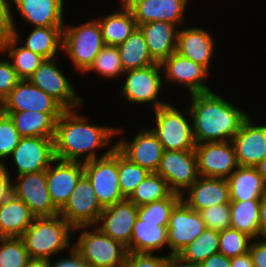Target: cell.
Listing matches in <instances>:
<instances>
[{"label":"cell","instance_id":"cell-1","mask_svg":"<svg viewBox=\"0 0 266 267\" xmlns=\"http://www.w3.org/2000/svg\"><path fill=\"white\" fill-rule=\"evenodd\" d=\"M87 117L76 113L75 109H66L56 121L54 135L55 158L63 161L88 162L109 155L115 148L110 142L113 137L122 134L123 128L89 124ZM115 135V136H114ZM110 148L97 156L98 148ZM81 158H84L82 161Z\"/></svg>","mask_w":266,"mask_h":267},{"label":"cell","instance_id":"cell-2","mask_svg":"<svg viewBox=\"0 0 266 267\" xmlns=\"http://www.w3.org/2000/svg\"><path fill=\"white\" fill-rule=\"evenodd\" d=\"M193 135L196 144L231 141L249 114L213 91L190 94Z\"/></svg>","mask_w":266,"mask_h":267},{"label":"cell","instance_id":"cell-3","mask_svg":"<svg viewBox=\"0 0 266 267\" xmlns=\"http://www.w3.org/2000/svg\"><path fill=\"white\" fill-rule=\"evenodd\" d=\"M74 228L60 215L35 217L22 235L30 259H47L72 248Z\"/></svg>","mask_w":266,"mask_h":267},{"label":"cell","instance_id":"cell-4","mask_svg":"<svg viewBox=\"0 0 266 267\" xmlns=\"http://www.w3.org/2000/svg\"><path fill=\"white\" fill-rule=\"evenodd\" d=\"M104 46L97 19L72 27L66 23L63 27L62 50L78 72L85 74Z\"/></svg>","mask_w":266,"mask_h":267},{"label":"cell","instance_id":"cell-5","mask_svg":"<svg viewBox=\"0 0 266 267\" xmlns=\"http://www.w3.org/2000/svg\"><path fill=\"white\" fill-rule=\"evenodd\" d=\"M78 230L80 236L72 246L90 267L122 266L128 254L126 246L103 234L96 226L77 227L73 232Z\"/></svg>","mask_w":266,"mask_h":267},{"label":"cell","instance_id":"cell-6","mask_svg":"<svg viewBox=\"0 0 266 267\" xmlns=\"http://www.w3.org/2000/svg\"><path fill=\"white\" fill-rule=\"evenodd\" d=\"M154 114L156 125L150 129L156 135L164 150L195 149L196 142L188 108L181 112L180 109L168 103L156 109ZM188 115L190 116L187 118Z\"/></svg>","mask_w":266,"mask_h":267},{"label":"cell","instance_id":"cell-7","mask_svg":"<svg viewBox=\"0 0 266 267\" xmlns=\"http://www.w3.org/2000/svg\"><path fill=\"white\" fill-rule=\"evenodd\" d=\"M84 164V175L91 182L92 188L101 206L107 207L126 199L119 187L118 150Z\"/></svg>","mask_w":266,"mask_h":267},{"label":"cell","instance_id":"cell-8","mask_svg":"<svg viewBox=\"0 0 266 267\" xmlns=\"http://www.w3.org/2000/svg\"><path fill=\"white\" fill-rule=\"evenodd\" d=\"M161 73L160 63L125 71L124 74L127 78L121 88V97L141 105L152 102L154 110L168 104V102L158 100L164 84Z\"/></svg>","mask_w":266,"mask_h":267},{"label":"cell","instance_id":"cell-9","mask_svg":"<svg viewBox=\"0 0 266 267\" xmlns=\"http://www.w3.org/2000/svg\"><path fill=\"white\" fill-rule=\"evenodd\" d=\"M57 61V58L45 59L28 80L55 99L65 110H77L84 99L77 96V90L57 66Z\"/></svg>","mask_w":266,"mask_h":267},{"label":"cell","instance_id":"cell-10","mask_svg":"<svg viewBox=\"0 0 266 267\" xmlns=\"http://www.w3.org/2000/svg\"><path fill=\"white\" fill-rule=\"evenodd\" d=\"M156 173L166 180L173 193L185 196L184 192L199 177L195 151L164 150Z\"/></svg>","mask_w":266,"mask_h":267},{"label":"cell","instance_id":"cell-11","mask_svg":"<svg viewBox=\"0 0 266 267\" xmlns=\"http://www.w3.org/2000/svg\"><path fill=\"white\" fill-rule=\"evenodd\" d=\"M103 207L89 179L83 175L59 214L73 227L96 226Z\"/></svg>","mask_w":266,"mask_h":267},{"label":"cell","instance_id":"cell-12","mask_svg":"<svg viewBox=\"0 0 266 267\" xmlns=\"http://www.w3.org/2000/svg\"><path fill=\"white\" fill-rule=\"evenodd\" d=\"M12 190L13 195L22 200L35 217L59 214L47 188L46 171L16 176L13 178Z\"/></svg>","mask_w":266,"mask_h":267},{"label":"cell","instance_id":"cell-13","mask_svg":"<svg viewBox=\"0 0 266 267\" xmlns=\"http://www.w3.org/2000/svg\"><path fill=\"white\" fill-rule=\"evenodd\" d=\"M194 151L200 176L227 179L239 167L231 141L196 144Z\"/></svg>","mask_w":266,"mask_h":267},{"label":"cell","instance_id":"cell-14","mask_svg":"<svg viewBox=\"0 0 266 267\" xmlns=\"http://www.w3.org/2000/svg\"><path fill=\"white\" fill-rule=\"evenodd\" d=\"M167 228L169 254L175 255L196 239L206 226L201 214L181 199L170 213Z\"/></svg>","mask_w":266,"mask_h":267},{"label":"cell","instance_id":"cell-15","mask_svg":"<svg viewBox=\"0 0 266 267\" xmlns=\"http://www.w3.org/2000/svg\"><path fill=\"white\" fill-rule=\"evenodd\" d=\"M53 139L44 137H21L17 147L10 156L18 171L16 176L46 171L56 159Z\"/></svg>","mask_w":266,"mask_h":267},{"label":"cell","instance_id":"cell-16","mask_svg":"<svg viewBox=\"0 0 266 267\" xmlns=\"http://www.w3.org/2000/svg\"><path fill=\"white\" fill-rule=\"evenodd\" d=\"M160 65L163 79L182 85L187 88L189 94L212 91L205 82L209 71L201 64L189 60L176 51L163 60Z\"/></svg>","mask_w":266,"mask_h":267},{"label":"cell","instance_id":"cell-17","mask_svg":"<svg viewBox=\"0 0 266 267\" xmlns=\"http://www.w3.org/2000/svg\"><path fill=\"white\" fill-rule=\"evenodd\" d=\"M137 217L138 206L130 200L124 199L114 205L104 207L96 227L103 234L122 243L130 252V240Z\"/></svg>","mask_w":266,"mask_h":267},{"label":"cell","instance_id":"cell-18","mask_svg":"<svg viewBox=\"0 0 266 267\" xmlns=\"http://www.w3.org/2000/svg\"><path fill=\"white\" fill-rule=\"evenodd\" d=\"M115 148L129 161L156 173L163 154V146L156 135L149 129H140L133 141L125 138L115 142Z\"/></svg>","mask_w":266,"mask_h":267},{"label":"cell","instance_id":"cell-19","mask_svg":"<svg viewBox=\"0 0 266 267\" xmlns=\"http://www.w3.org/2000/svg\"><path fill=\"white\" fill-rule=\"evenodd\" d=\"M249 116L231 140L238 166L256 167L266 157V125Z\"/></svg>","mask_w":266,"mask_h":267},{"label":"cell","instance_id":"cell-20","mask_svg":"<svg viewBox=\"0 0 266 267\" xmlns=\"http://www.w3.org/2000/svg\"><path fill=\"white\" fill-rule=\"evenodd\" d=\"M121 3L132 12L138 26L153 21H165L178 27L185 23L184 12L189 0L121 1Z\"/></svg>","mask_w":266,"mask_h":267},{"label":"cell","instance_id":"cell-21","mask_svg":"<svg viewBox=\"0 0 266 267\" xmlns=\"http://www.w3.org/2000/svg\"><path fill=\"white\" fill-rule=\"evenodd\" d=\"M83 175L84 164L82 162L55 159L47 168V188L54 206L59 211L67 203L77 182Z\"/></svg>","mask_w":266,"mask_h":267},{"label":"cell","instance_id":"cell-22","mask_svg":"<svg viewBox=\"0 0 266 267\" xmlns=\"http://www.w3.org/2000/svg\"><path fill=\"white\" fill-rule=\"evenodd\" d=\"M2 104L4 111L62 113L65 110L55 99L34 86L29 80H20Z\"/></svg>","mask_w":266,"mask_h":267},{"label":"cell","instance_id":"cell-23","mask_svg":"<svg viewBox=\"0 0 266 267\" xmlns=\"http://www.w3.org/2000/svg\"><path fill=\"white\" fill-rule=\"evenodd\" d=\"M187 195L182 200L193 210L203 209L231 202L227 179L200 176L187 189Z\"/></svg>","mask_w":266,"mask_h":267},{"label":"cell","instance_id":"cell-24","mask_svg":"<svg viewBox=\"0 0 266 267\" xmlns=\"http://www.w3.org/2000/svg\"><path fill=\"white\" fill-rule=\"evenodd\" d=\"M214 38L202 28L189 27L178 29L176 52L199 63L209 71L214 53Z\"/></svg>","mask_w":266,"mask_h":267},{"label":"cell","instance_id":"cell-25","mask_svg":"<svg viewBox=\"0 0 266 267\" xmlns=\"http://www.w3.org/2000/svg\"><path fill=\"white\" fill-rule=\"evenodd\" d=\"M22 18L33 27L64 26V0H11Z\"/></svg>","mask_w":266,"mask_h":267},{"label":"cell","instance_id":"cell-26","mask_svg":"<svg viewBox=\"0 0 266 267\" xmlns=\"http://www.w3.org/2000/svg\"><path fill=\"white\" fill-rule=\"evenodd\" d=\"M142 31L150 56L161 63L176 51L178 29L175 24L153 21L138 26Z\"/></svg>","mask_w":266,"mask_h":267},{"label":"cell","instance_id":"cell-27","mask_svg":"<svg viewBox=\"0 0 266 267\" xmlns=\"http://www.w3.org/2000/svg\"><path fill=\"white\" fill-rule=\"evenodd\" d=\"M14 121L20 137L54 138L56 121L62 113L5 111Z\"/></svg>","mask_w":266,"mask_h":267},{"label":"cell","instance_id":"cell-28","mask_svg":"<svg viewBox=\"0 0 266 267\" xmlns=\"http://www.w3.org/2000/svg\"><path fill=\"white\" fill-rule=\"evenodd\" d=\"M35 215L13 194L0 205V237H22Z\"/></svg>","mask_w":266,"mask_h":267},{"label":"cell","instance_id":"cell-29","mask_svg":"<svg viewBox=\"0 0 266 267\" xmlns=\"http://www.w3.org/2000/svg\"><path fill=\"white\" fill-rule=\"evenodd\" d=\"M227 181L231 201L261 199L266 195V183L255 167L239 166Z\"/></svg>","mask_w":266,"mask_h":267},{"label":"cell","instance_id":"cell-30","mask_svg":"<svg viewBox=\"0 0 266 267\" xmlns=\"http://www.w3.org/2000/svg\"><path fill=\"white\" fill-rule=\"evenodd\" d=\"M168 245V228L160 223L145 222L136 218L130 240V253H149ZM164 246V247H163Z\"/></svg>","mask_w":266,"mask_h":267},{"label":"cell","instance_id":"cell-31","mask_svg":"<svg viewBox=\"0 0 266 267\" xmlns=\"http://www.w3.org/2000/svg\"><path fill=\"white\" fill-rule=\"evenodd\" d=\"M119 7L118 11L112 12L106 17L97 18L105 45L119 46L138 27L129 8L122 3H120Z\"/></svg>","mask_w":266,"mask_h":267},{"label":"cell","instance_id":"cell-32","mask_svg":"<svg viewBox=\"0 0 266 267\" xmlns=\"http://www.w3.org/2000/svg\"><path fill=\"white\" fill-rule=\"evenodd\" d=\"M17 29H14V35L0 46L2 56L8 55L20 80H28L35 70L45 61V58L39 54L26 49L24 46H18L23 43L19 38ZM19 43V44H18Z\"/></svg>","mask_w":266,"mask_h":267},{"label":"cell","instance_id":"cell-33","mask_svg":"<svg viewBox=\"0 0 266 267\" xmlns=\"http://www.w3.org/2000/svg\"><path fill=\"white\" fill-rule=\"evenodd\" d=\"M117 48L124 71L145 68L157 63L150 56L144 35L139 27Z\"/></svg>","mask_w":266,"mask_h":267},{"label":"cell","instance_id":"cell-34","mask_svg":"<svg viewBox=\"0 0 266 267\" xmlns=\"http://www.w3.org/2000/svg\"><path fill=\"white\" fill-rule=\"evenodd\" d=\"M63 27H33L22 46L45 59L56 58L57 53L62 51Z\"/></svg>","mask_w":266,"mask_h":267},{"label":"cell","instance_id":"cell-35","mask_svg":"<svg viewBox=\"0 0 266 267\" xmlns=\"http://www.w3.org/2000/svg\"><path fill=\"white\" fill-rule=\"evenodd\" d=\"M260 200L231 201V228L258 238Z\"/></svg>","mask_w":266,"mask_h":267},{"label":"cell","instance_id":"cell-36","mask_svg":"<svg viewBox=\"0 0 266 267\" xmlns=\"http://www.w3.org/2000/svg\"><path fill=\"white\" fill-rule=\"evenodd\" d=\"M219 251V231L205 230L178 254L183 259L201 264L209 256Z\"/></svg>","mask_w":266,"mask_h":267},{"label":"cell","instance_id":"cell-37","mask_svg":"<svg viewBox=\"0 0 266 267\" xmlns=\"http://www.w3.org/2000/svg\"><path fill=\"white\" fill-rule=\"evenodd\" d=\"M172 191L166 180L157 173H150L127 198L136 206L167 198Z\"/></svg>","mask_w":266,"mask_h":267},{"label":"cell","instance_id":"cell-38","mask_svg":"<svg viewBox=\"0 0 266 267\" xmlns=\"http://www.w3.org/2000/svg\"><path fill=\"white\" fill-rule=\"evenodd\" d=\"M94 71L103 78L112 79L124 75L117 46L105 45L85 73Z\"/></svg>","mask_w":266,"mask_h":267},{"label":"cell","instance_id":"cell-39","mask_svg":"<svg viewBox=\"0 0 266 267\" xmlns=\"http://www.w3.org/2000/svg\"><path fill=\"white\" fill-rule=\"evenodd\" d=\"M181 198V195L172 192L165 199L138 206V218L145 222L168 226L170 213Z\"/></svg>","mask_w":266,"mask_h":267},{"label":"cell","instance_id":"cell-40","mask_svg":"<svg viewBox=\"0 0 266 267\" xmlns=\"http://www.w3.org/2000/svg\"><path fill=\"white\" fill-rule=\"evenodd\" d=\"M149 174L148 170L129 161L118 151L119 187L126 199Z\"/></svg>","mask_w":266,"mask_h":267},{"label":"cell","instance_id":"cell-41","mask_svg":"<svg viewBox=\"0 0 266 267\" xmlns=\"http://www.w3.org/2000/svg\"><path fill=\"white\" fill-rule=\"evenodd\" d=\"M29 260L21 237H0V267H25Z\"/></svg>","mask_w":266,"mask_h":267},{"label":"cell","instance_id":"cell-42","mask_svg":"<svg viewBox=\"0 0 266 267\" xmlns=\"http://www.w3.org/2000/svg\"><path fill=\"white\" fill-rule=\"evenodd\" d=\"M253 240L248 234L233 228H226L219 232V253L226 257L241 256L249 252Z\"/></svg>","mask_w":266,"mask_h":267},{"label":"cell","instance_id":"cell-43","mask_svg":"<svg viewBox=\"0 0 266 267\" xmlns=\"http://www.w3.org/2000/svg\"><path fill=\"white\" fill-rule=\"evenodd\" d=\"M20 138L14 121L8 114L4 113L0 117V165L4 164V158L11 156Z\"/></svg>","mask_w":266,"mask_h":267},{"label":"cell","instance_id":"cell-44","mask_svg":"<svg viewBox=\"0 0 266 267\" xmlns=\"http://www.w3.org/2000/svg\"><path fill=\"white\" fill-rule=\"evenodd\" d=\"M199 213L206 228L220 232L231 227L230 203L214 205L201 210Z\"/></svg>","mask_w":266,"mask_h":267},{"label":"cell","instance_id":"cell-45","mask_svg":"<svg viewBox=\"0 0 266 267\" xmlns=\"http://www.w3.org/2000/svg\"><path fill=\"white\" fill-rule=\"evenodd\" d=\"M167 255L128 252L121 267H166Z\"/></svg>","mask_w":266,"mask_h":267},{"label":"cell","instance_id":"cell-46","mask_svg":"<svg viewBox=\"0 0 266 267\" xmlns=\"http://www.w3.org/2000/svg\"><path fill=\"white\" fill-rule=\"evenodd\" d=\"M20 81L10 60H0V102H2Z\"/></svg>","mask_w":266,"mask_h":267},{"label":"cell","instance_id":"cell-47","mask_svg":"<svg viewBox=\"0 0 266 267\" xmlns=\"http://www.w3.org/2000/svg\"><path fill=\"white\" fill-rule=\"evenodd\" d=\"M11 0H0V44L13 37L16 24Z\"/></svg>","mask_w":266,"mask_h":267},{"label":"cell","instance_id":"cell-48","mask_svg":"<svg viewBox=\"0 0 266 267\" xmlns=\"http://www.w3.org/2000/svg\"><path fill=\"white\" fill-rule=\"evenodd\" d=\"M253 239L249 246V254L251 256L254 267H266V240Z\"/></svg>","mask_w":266,"mask_h":267},{"label":"cell","instance_id":"cell-49","mask_svg":"<svg viewBox=\"0 0 266 267\" xmlns=\"http://www.w3.org/2000/svg\"><path fill=\"white\" fill-rule=\"evenodd\" d=\"M70 257H63L55 262L49 260L50 267H90L81 255L73 248H70Z\"/></svg>","mask_w":266,"mask_h":267},{"label":"cell","instance_id":"cell-50","mask_svg":"<svg viewBox=\"0 0 266 267\" xmlns=\"http://www.w3.org/2000/svg\"><path fill=\"white\" fill-rule=\"evenodd\" d=\"M12 185V175H10L4 163L0 165V205L13 194Z\"/></svg>","mask_w":266,"mask_h":267},{"label":"cell","instance_id":"cell-51","mask_svg":"<svg viewBox=\"0 0 266 267\" xmlns=\"http://www.w3.org/2000/svg\"><path fill=\"white\" fill-rule=\"evenodd\" d=\"M201 267H231V258L224 256L222 253H215L209 256L201 264Z\"/></svg>","mask_w":266,"mask_h":267},{"label":"cell","instance_id":"cell-52","mask_svg":"<svg viewBox=\"0 0 266 267\" xmlns=\"http://www.w3.org/2000/svg\"><path fill=\"white\" fill-rule=\"evenodd\" d=\"M166 267H201L199 263L187 261L178 254H167Z\"/></svg>","mask_w":266,"mask_h":267},{"label":"cell","instance_id":"cell-53","mask_svg":"<svg viewBox=\"0 0 266 267\" xmlns=\"http://www.w3.org/2000/svg\"><path fill=\"white\" fill-rule=\"evenodd\" d=\"M258 237L266 240V195L260 200Z\"/></svg>","mask_w":266,"mask_h":267},{"label":"cell","instance_id":"cell-54","mask_svg":"<svg viewBox=\"0 0 266 267\" xmlns=\"http://www.w3.org/2000/svg\"><path fill=\"white\" fill-rule=\"evenodd\" d=\"M231 267H254L249 252L241 256L232 257Z\"/></svg>","mask_w":266,"mask_h":267},{"label":"cell","instance_id":"cell-55","mask_svg":"<svg viewBox=\"0 0 266 267\" xmlns=\"http://www.w3.org/2000/svg\"><path fill=\"white\" fill-rule=\"evenodd\" d=\"M25 267H50L47 259H30Z\"/></svg>","mask_w":266,"mask_h":267},{"label":"cell","instance_id":"cell-56","mask_svg":"<svg viewBox=\"0 0 266 267\" xmlns=\"http://www.w3.org/2000/svg\"><path fill=\"white\" fill-rule=\"evenodd\" d=\"M255 168L266 183V157Z\"/></svg>","mask_w":266,"mask_h":267},{"label":"cell","instance_id":"cell-57","mask_svg":"<svg viewBox=\"0 0 266 267\" xmlns=\"http://www.w3.org/2000/svg\"><path fill=\"white\" fill-rule=\"evenodd\" d=\"M5 113L2 102H0V117Z\"/></svg>","mask_w":266,"mask_h":267},{"label":"cell","instance_id":"cell-58","mask_svg":"<svg viewBox=\"0 0 266 267\" xmlns=\"http://www.w3.org/2000/svg\"><path fill=\"white\" fill-rule=\"evenodd\" d=\"M121 1H146V0H121Z\"/></svg>","mask_w":266,"mask_h":267}]
</instances>
